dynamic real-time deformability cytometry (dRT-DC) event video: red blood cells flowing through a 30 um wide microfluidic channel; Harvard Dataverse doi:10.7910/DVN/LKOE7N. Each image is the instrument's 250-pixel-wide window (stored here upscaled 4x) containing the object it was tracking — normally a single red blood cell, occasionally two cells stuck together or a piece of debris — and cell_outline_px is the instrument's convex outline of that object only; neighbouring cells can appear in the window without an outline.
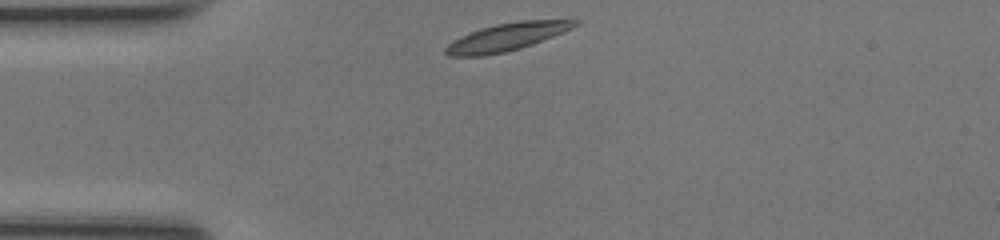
{"species": "common noctule bat (a hibernating species)", "species_latin": "Nyctalus noctula", "temperature_condition": "room temperature", "stored_images_in_passage": 30, "camera_frame_rate_fps": 3000, "um_per_image_px": 0.085, "animal": {"sex": "female", "body_mass_g": 17.0, "forearm_length_mm": 48.0}, "frame": {"image": 1, "passage_image": 1, "time_ms": 0.0, "image_size_px": [1000, 240], "cell_outline_px": [[580, 24], [564, 32], [532, 44], [520, 48], [504, 52], [484, 56], [448, 56], [444, 52], [444, 48], [452, 40], [480, 28], [496, 24], [520, 20], [580, 20]], "centroid_in_image_um": [43.06, 3.14], "position_along_channel_um": 41.9, "area_um2": 20.81}}
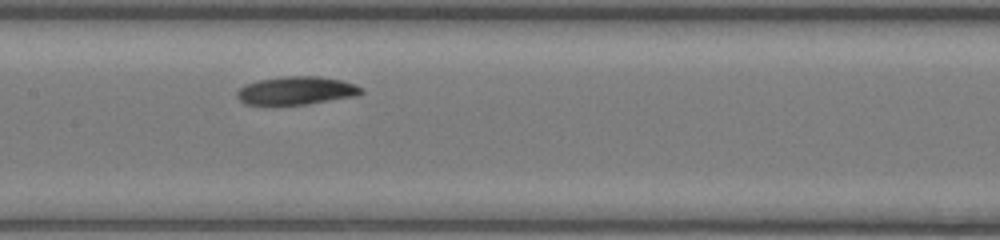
{"frame": {"image": 2, "passage_image": 13, "time_ms": 4.0, "image_size_px": [1000, 240], "cell_outline_px": [[364, 92], [356, 96], [308, 104], [244, 104], [236, 96], [236, 92], [244, 84], [260, 80], [280, 76], [320, 76], [340, 80], [356, 84], [364, 88]], "centroid_in_image_um": [25.21, 7.69], "position_along_channel_um": 182.2, "area_um2": 20.46}}
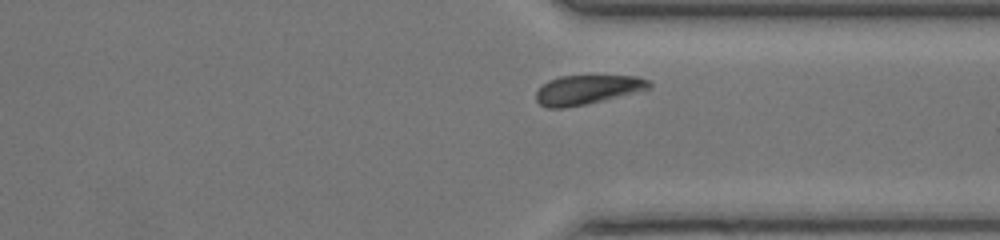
{"frame": {"image": 3, "passage_image": 26, "time_ms": 8.333, "image_size_px": [1000, 240], "cell_outline_px": [[652, 88], [588, 104], [564, 108], [548, 108], [540, 104], [536, 100], [536, 92], [548, 80], [560, 76], [636, 76], [652, 80]], "centroid_in_image_um": [49.95, 7.62], "position_along_channel_um": 361.4, "area_um2": 19.36}, "authors_computed_cell_mechanics": {"area_um2": 20.4034, "velocity_mm_per_s": 4.1359, "shape_relaxation_time_tau1_ms": 4.0696, "shape_relaxation_time_tau2_ms": null, "deformation_change_tau1": 0.1513, "deformation_change_tau2": null}}